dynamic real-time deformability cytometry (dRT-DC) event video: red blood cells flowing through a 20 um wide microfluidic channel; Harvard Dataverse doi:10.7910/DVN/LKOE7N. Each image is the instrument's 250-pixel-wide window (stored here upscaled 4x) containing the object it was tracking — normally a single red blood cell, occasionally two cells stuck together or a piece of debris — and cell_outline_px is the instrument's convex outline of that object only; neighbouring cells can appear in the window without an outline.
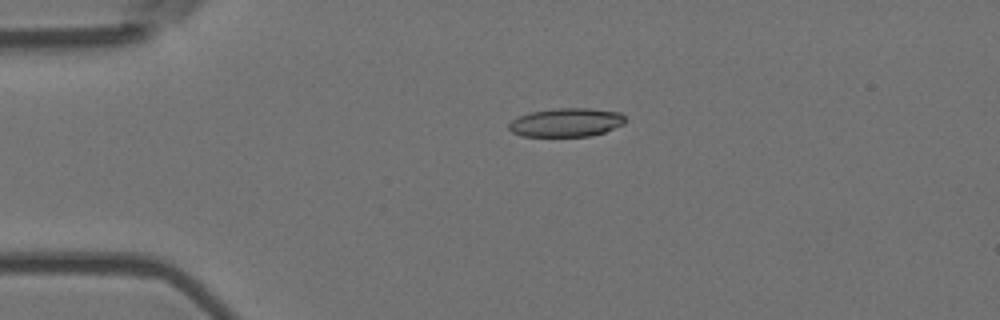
{"species": "Egyptian fruit bat (a non-hibernating species)", "species_latin": "Rousettus aegyptiacus", "temperature_condition": "room temperature", "stored_images_in_passage": 4, "camera_frame_rate_fps": 3000, "um_per_image_px": 0.085, "animal": {"sex": "female"}, "frame": {"image": 1, "passage_image": 3, "time_ms": 0.667, "image_size_px": [1000, 320], "cell_outline_px": [[624, 124], [604, 132], [592, 136], [520, 136], [512, 132], [508, 128], [508, 124], [516, 116], [532, 112], [556, 108], [588, 108], [620, 112], [624, 116]], "centroid_in_image_um": [48.11, 10.41], "position_along_channel_um": 36.9, "area_um2": 19.48}}